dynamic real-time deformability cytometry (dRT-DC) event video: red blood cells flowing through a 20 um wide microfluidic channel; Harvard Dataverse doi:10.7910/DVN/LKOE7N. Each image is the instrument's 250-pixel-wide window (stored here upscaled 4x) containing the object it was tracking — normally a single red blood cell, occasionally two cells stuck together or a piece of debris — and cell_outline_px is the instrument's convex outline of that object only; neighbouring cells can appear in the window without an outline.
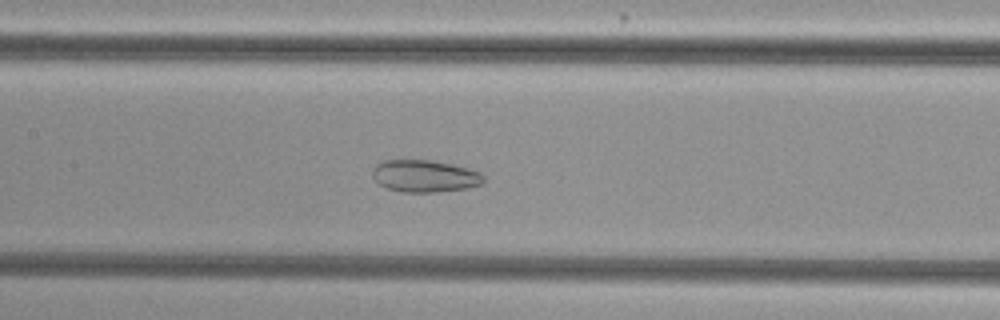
{"species": "common noctule bat (a hibernating species)", "species_latin": "Nyctalus noctula", "temperature_condition": "cold", "stored_images_in_passage": 53, "camera_frame_rate_fps": 3000, "um_per_image_px": 0.085, "animal": {"sex": "female", "body_mass_g": 29.2, "forearm_length_mm": 56.3}, "frame": {"image": 1, "passage_image": 24, "time_ms": 7.667, "image_size_px": [1000, 320], "cell_outline_px": [[484, 184], [468, 188], [436, 192], [400, 192], [388, 188], [380, 184], [372, 176], [372, 172], [376, 164], [384, 160], [432, 160], [452, 164], [468, 168], [480, 172], [484, 176]], "centroid_in_image_um": [36.13, 14.96], "position_along_channel_um": 171.3, "area_um2": 20.92}}
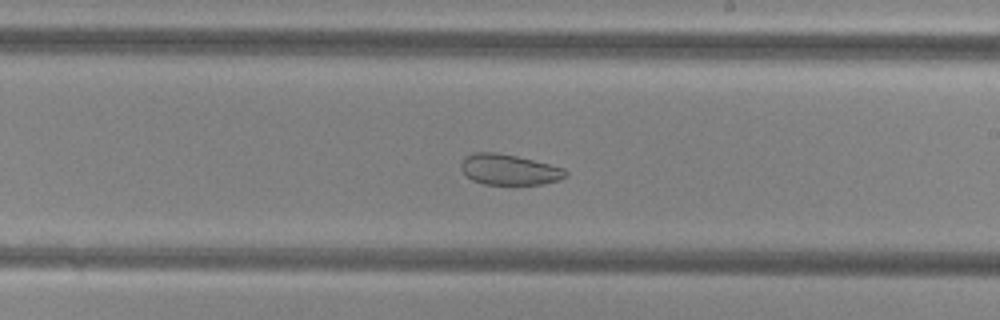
{"frame": {"image": 2, "passage_image": 30, "time_ms": 9.667, "image_size_px": [1000, 320], "cell_outline_px": [[568, 176], [560, 180], [544, 184], [484, 184], [472, 180], [460, 168], [460, 164], [464, 156], [476, 152], [496, 152], [516, 156], [564, 168], [568, 172]], "centroid_in_image_um": [43.28, 14.42], "position_along_channel_um": 245.7, "area_um2": 18.67}}
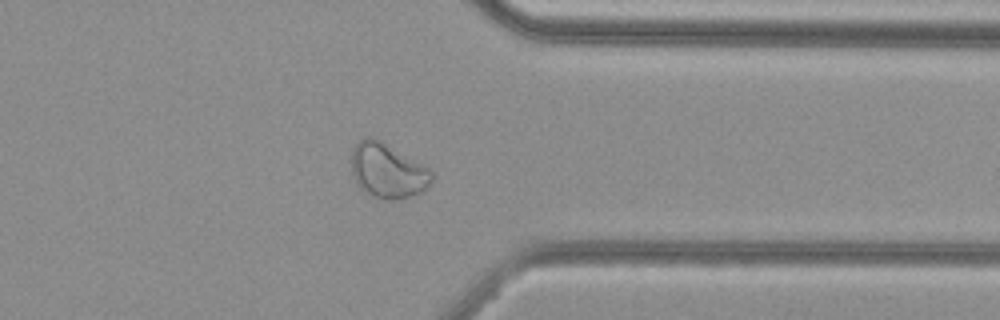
{"frame": {"image": 3, "passage_image": 41, "time_ms": 13.333, "image_size_px": [1000, 320], "cell_outline_px": [[432, 180], [420, 192], [404, 200], [388, 200], [372, 196], [364, 192], [356, 184], [352, 176], [352, 148], [360, 140], [368, 136], [380, 140], [428, 168], [432, 172]], "centroid_in_image_um": [32.91, 14.54], "position_along_channel_um": 378.5, "area_um2": 25.49}, "authors_computed_cell_mechanics": {"area_um2": 27.2238, "velocity_mm_per_s": 3.732, "shape_relaxation_time_tau1_ms": null, "shape_relaxation_time_tau2_ms": 1.7453, "deformation_change_tau1": null, "deformation_change_tau2": 0.0613}}